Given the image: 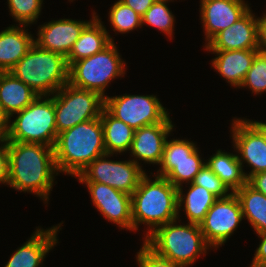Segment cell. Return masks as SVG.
Listing matches in <instances>:
<instances>
[{"instance_id": "277c9868", "label": "cell", "mask_w": 266, "mask_h": 267, "mask_svg": "<svg viewBox=\"0 0 266 267\" xmlns=\"http://www.w3.org/2000/svg\"><path fill=\"white\" fill-rule=\"evenodd\" d=\"M175 219L157 227L143 242L157 255L173 263L188 267L200 254L206 255L211 247L206 242L198 224H177Z\"/></svg>"}, {"instance_id": "e575fe53", "label": "cell", "mask_w": 266, "mask_h": 267, "mask_svg": "<svg viewBox=\"0 0 266 267\" xmlns=\"http://www.w3.org/2000/svg\"><path fill=\"white\" fill-rule=\"evenodd\" d=\"M9 178V156L8 140L6 137L0 138V183L8 184Z\"/></svg>"}, {"instance_id": "f1b7e54d", "label": "cell", "mask_w": 266, "mask_h": 267, "mask_svg": "<svg viewBox=\"0 0 266 267\" xmlns=\"http://www.w3.org/2000/svg\"><path fill=\"white\" fill-rule=\"evenodd\" d=\"M110 8L108 20L115 33H129V31L142 27L141 16L120 0L116 1Z\"/></svg>"}, {"instance_id": "ffe728a7", "label": "cell", "mask_w": 266, "mask_h": 267, "mask_svg": "<svg viewBox=\"0 0 266 267\" xmlns=\"http://www.w3.org/2000/svg\"><path fill=\"white\" fill-rule=\"evenodd\" d=\"M104 26L97 13L93 12L92 20L81 31L79 38L66 58L68 67L78 60L101 52L111 42H114Z\"/></svg>"}, {"instance_id": "52a82bcc", "label": "cell", "mask_w": 266, "mask_h": 267, "mask_svg": "<svg viewBox=\"0 0 266 267\" xmlns=\"http://www.w3.org/2000/svg\"><path fill=\"white\" fill-rule=\"evenodd\" d=\"M111 42L101 52L78 60L69 66L68 83L74 87L99 93L104 99L106 87L125 75L126 63Z\"/></svg>"}, {"instance_id": "74e56055", "label": "cell", "mask_w": 266, "mask_h": 267, "mask_svg": "<svg viewBox=\"0 0 266 267\" xmlns=\"http://www.w3.org/2000/svg\"><path fill=\"white\" fill-rule=\"evenodd\" d=\"M122 3L131 7L141 17L146 13L156 0H120Z\"/></svg>"}, {"instance_id": "603a6c76", "label": "cell", "mask_w": 266, "mask_h": 267, "mask_svg": "<svg viewBox=\"0 0 266 267\" xmlns=\"http://www.w3.org/2000/svg\"><path fill=\"white\" fill-rule=\"evenodd\" d=\"M206 165L234 193L247 183L246 173L237 157V153L217 150L216 154L205 160Z\"/></svg>"}, {"instance_id": "5b68a950", "label": "cell", "mask_w": 266, "mask_h": 267, "mask_svg": "<svg viewBox=\"0 0 266 267\" xmlns=\"http://www.w3.org/2000/svg\"><path fill=\"white\" fill-rule=\"evenodd\" d=\"M66 58L34 43L9 71L39 96H51L68 83Z\"/></svg>"}, {"instance_id": "5bb4252c", "label": "cell", "mask_w": 266, "mask_h": 267, "mask_svg": "<svg viewBox=\"0 0 266 267\" xmlns=\"http://www.w3.org/2000/svg\"><path fill=\"white\" fill-rule=\"evenodd\" d=\"M174 125L170 116L162 123H156L135 130L130 148L131 160L138 165L139 161L151 164H160L163 156L165 143L173 131ZM139 160V161H138Z\"/></svg>"}, {"instance_id": "484cf974", "label": "cell", "mask_w": 266, "mask_h": 267, "mask_svg": "<svg viewBox=\"0 0 266 267\" xmlns=\"http://www.w3.org/2000/svg\"><path fill=\"white\" fill-rule=\"evenodd\" d=\"M241 205L243 218L250 222L256 234L266 232V195L248 183L234 192Z\"/></svg>"}, {"instance_id": "d4e9b609", "label": "cell", "mask_w": 266, "mask_h": 267, "mask_svg": "<svg viewBox=\"0 0 266 267\" xmlns=\"http://www.w3.org/2000/svg\"><path fill=\"white\" fill-rule=\"evenodd\" d=\"M104 147L107 154H121L130 150L135 130L113 117L105 108L101 112Z\"/></svg>"}, {"instance_id": "7c38bea8", "label": "cell", "mask_w": 266, "mask_h": 267, "mask_svg": "<svg viewBox=\"0 0 266 267\" xmlns=\"http://www.w3.org/2000/svg\"><path fill=\"white\" fill-rule=\"evenodd\" d=\"M231 137L237 157L244 167L248 164L250 172L246 173L247 180L254 174L266 171V144L261 132L249 119H232Z\"/></svg>"}, {"instance_id": "7a4b0ae2", "label": "cell", "mask_w": 266, "mask_h": 267, "mask_svg": "<svg viewBox=\"0 0 266 267\" xmlns=\"http://www.w3.org/2000/svg\"><path fill=\"white\" fill-rule=\"evenodd\" d=\"M154 179L145 173L131 194L133 231L138 230L140 224L147 225L144 239L157 227L180 218L178 188L155 173Z\"/></svg>"}, {"instance_id": "8992f818", "label": "cell", "mask_w": 266, "mask_h": 267, "mask_svg": "<svg viewBox=\"0 0 266 267\" xmlns=\"http://www.w3.org/2000/svg\"><path fill=\"white\" fill-rule=\"evenodd\" d=\"M16 118L8 119V142L43 144L54 147L57 140L54 95L38 96L21 110Z\"/></svg>"}, {"instance_id": "3957f363", "label": "cell", "mask_w": 266, "mask_h": 267, "mask_svg": "<svg viewBox=\"0 0 266 267\" xmlns=\"http://www.w3.org/2000/svg\"><path fill=\"white\" fill-rule=\"evenodd\" d=\"M53 148L58 172L76 177L96 158L107 154L101 118L62 131Z\"/></svg>"}, {"instance_id": "ba28073f", "label": "cell", "mask_w": 266, "mask_h": 267, "mask_svg": "<svg viewBox=\"0 0 266 267\" xmlns=\"http://www.w3.org/2000/svg\"><path fill=\"white\" fill-rule=\"evenodd\" d=\"M54 95L57 134L101 116L105 99L97 92L80 89L69 83Z\"/></svg>"}, {"instance_id": "f546056e", "label": "cell", "mask_w": 266, "mask_h": 267, "mask_svg": "<svg viewBox=\"0 0 266 267\" xmlns=\"http://www.w3.org/2000/svg\"><path fill=\"white\" fill-rule=\"evenodd\" d=\"M10 16L18 25L33 24L41 14L43 0H7Z\"/></svg>"}, {"instance_id": "8fae6325", "label": "cell", "mask_w": 266, "mask_h": 267, "mask_svg": "<svg viewBox=\"0 0 266 267\" xmlns=\"http://www.w3.org/2000/svg\"><path fill=\"white\" fill-rule=\"evenodd\" d=\"M243 219L239 200L231 193L215 201L199 226L206 242L215 250L227 242Z\"/></svg>"}, {"instance_id": "f35d334b", "label": "cell", "mask_w": 266, "mask_h": 267, "mask_svg": "<svg viewBox=\"0 0 266 267\" xmlns=\"http://www.w3.org/2000/svg\"><path fill=\"white\" fill-rule=\"evenodd\" d=\"M247 183L253 187L256 191L263 193L266 195V171L259 172L252 175Z\"/></svg>"}, {"instance_id": "7402d4cb", "label": "cell", "mask_w": 266, "mask_h": 267, "mask_svg": "<svg viewBox=\"0 0 266 267\" xmlns=\"http://www.w3.org/2000/svg\"><path fill=\"white\" fill-rule=\"evenodd\" d=\"M38 96L12 73L0 72V108L8 119L29 106Z\"/></svg>"}, {"instance_id": "44dd1931", "label": "cell", "mask_w": 266, "mask_h": 267, "mask_svg": "<svg viewBox=\"0 0 266 267\" xmlns=\"http://www.w3.org/2000/svg\"><path fill=\"white\" fill-rule=\"evenodd\" d=\"M16 25L0 32V72H9L34 44L28 25Z\"/></svg>"}, {"instance_id": "30bf717a", "label": "cell", "mask_w": 266, "mask_h": 267, "mask_svg": "<svg viewBox=\"0 0 266 267\" xmlns=\"http://www.w3.org/2000/svg\"><path fill=\"white\" fill-rule=\"evenodd\" d=\"M105 154L96 158L75 178L79 182H99L131 195L138 187L141 177L146 173L142 166L132 160L113 161Z\"/></svg>"}, {"instance_id": "2e32d148", "label": "cell", "mask_w": 266, "mask_h": 267, "mask_svg": "<svg viewBox=\"0 0 266 267\" xmlns=\"http://www.w3.org/2000/svg\"><path fill=\"white\" fill-rule=\"evenodd\" d=\"M72 19L51 20L39 25L37 37L34 39L40 48L58 53L65 58L72 50L81 31L91 21Z\"/></svg>"}, {"instance_id": "9a60e30c", "label": "cell", "mask_w": 266, "mask_h": 267, "mask_svg": "<svg viewBox=\"0 0 266 267\" xmlns=\"http://www.w3.org/2000/svg\"><path fill=\"white\" fill-rule=\"evenodd\" d=\"M251 7L244 0H200V20L207 45L220 31L242 17Z\"/></svg>"}, {"instance_id": "cb8c5ba5", "label": "cell", "mask_w": 266, "mask_h": 267, "mask_svg": "<svg viewBox=\"0 0 266 267\" xmlns=\"http://www.w3.org/2000/svg\"><path fill=\"white\" fill-rule=\"evenodd\" d=\"M189 185L186 194L182 186L178 188V212L184 204L182 208L188 223L199 225L218 198L202 186L193 183Z\"/></svg>"}, {"instance_id": "6da1fadb", "label": "cell", "mask_w": 266, "mask_h": 267, "mask_svg": "<svg viewBox=\"0 0 266 267\" xmlns=\"http://www.w3.org/2000/svg\"><path fill=\"white\" fill-rule=\"evenodd\" d=\"M8 186L18 192H29L49 201L55 176L59 174L54 148L43 144L8 142Z\"/></svg>"}, {"instance_id": "83f0119b", "label": "cell", "mask_w": 266, "mask_h": 267, "mask_svg": "<svg viewBox=\"0 0 266 267\" xmlns=\"http://www.w3.org/2000/svg\"><path fill=\"white\" fill-rule=\"evenodd\" d=\"M172 0H156L146 13L141 17L142 26L144 24L157 28L167 35L170 40L173 39L175 16L168 7L167 3ZM172 38V39H171Z\"/></svg>"}, {"instance_id": "ac0fdd59", "label": "cell", "mask_w": 266, "mask_h": 267, "mask_svg": "<svg viewBox=\"0 0 266 267\" xmlns=\"http://www.w3.org/2000/svg\"><path fill=\"white\" fill-rule=\"evenodd\" d=\"M61 222L48 229L37 228L21 247L12 253L4 267H39L45 256L58 243L57 232L61 230Z\"/></svg>"}, {"instance_id": "8d00e7d4", "label": "cell", "mask_w": 266, "mask_h": 267, "mask_svg": "<svg viewBox=\"0 0 266 267\" xmlns=\"http://www.w3.org/2000/svg\"><path fill=\"white\" fill-rule=\"evenodd\" d=\"M258 50L266 54V13L257 18Z\"/></svg>"}, {"instance_id": "4fadbf2b", "label": "cell", "mask_w": 266, "mask_h": 267, "mask_svg": "<svg viewBox=\"0 0 266 267\" xmlns=\"http://www.w3.org/2000/svg\"><path fill=\"white\" fill-rule=\"evenodd\" d=\"M88 188L91 201L107 221L133 231L131 195L99 182H80Z\"/></svg>"}, {"instance_id": "4dcf8cb0", "label": "cell", "mask_w": 266, "mask_h": 267, "mask_svg": "<svg viewBox=\"0 0 266 267\" xmlns=\"http://www.w3.org/2000/svg\"><path fill=\"white\" fill-rule=\"evenodd\" d=\"M241 88H249L258 95L266 92V54L258 52L248 70Z\"/></svg>"}, {"instance_id": "836d02e7", "label": "cell", "mask_w": 266, "mask_h": 267, "mask_svg": "<svg viewBox=\"0 0 266 267\" xmlns=\"http://www.w3.org/2000/svg\"><path fill=\"white\" fill-rule=\"evenodd\" d=\"M139 267H183L179 264L157 255L144 242L136 256Z\"/></svg>"}, {"instance_id": "4316f807", "label": "cell", "mask_w": 266, "mask_h": 267, "mask_svg": "<svg viewBox=\"0 0 266 267\" xmlns=\"http://www.w3.org/2000/svg\"><path fill=\"white\" fill-rule=\"evenodd\" d=\"M197 148L187 160L181 161H161L160 169L156 175L165 177L176 188L183 186L184 182L188 185L192 183L200 169L204 166V159H201Z\"/></svg>"}, {"instance_id": "60d3db41", "label": "cell", "mask_w": 266, "mask_h": 267, "mask_svg": "<svg viewBox=\"0 0 266 267\" xmlns=\"http://www.w3.org/2000/svg\"><path fill=\"white\" fill-rule=\"evenodd\" d=\"M249 121L261 132L265 144H266V122H262V121H253L250 120Z\"/></svg>"}, {"instance_id": "d590c367", "label": "cell", "mask_w": 266, "mask_h": 267, "mask_svg": "<svg viewBox=\"0 0 266 267\" xmlns=\"http://www.w3.org/2000/svg\"><path fill=\"white\" fill-rule=\"evenodd\" d=\"M260 237V243L250 267H266V232L257 234Z\"/></svg>"}, {"instance_id": "e0dca14e", "label": "cell", "mask_w": 266, "mask_h": 267, "mask_svg": "<svg viewBox=\"0 0 266 267\" xmlns=\"http://www.w3.org/2000/svg\"><path fill=\"white\" fill-rule=\"evenodd\" d=\"M204 47L207 51L258 49L257 16L249 9Z\"/></svg>"}, {"instance_id": "9c48e42d", "label": "cell", "mask_w": 266, "mask_h": 267, "mask_svg": "<svg viewBox=\"0 0 266 267\" xmlns=\"http://www.w3.org/2000/svg\"><path fill=\"white\" fill-rule=\"evenodd\" d=\"M104 108L134 130L162 123L169 116L159 98L153 94L106 96Z\"/></svg>"}, {"instance_id": "d6986e66", "label": "cell", "mask_w": 266, "mask_h": 267, "mask_svg": "<svg viewBox=\"0 0 266 267\" xmlns=\"http://www.w3.org/2000/svg\"><path fill=\"white\" fill-rule=\"evenodd\" d=\"M216 57L211 60L212 67L226 79L227 83L240 88L248 70L250 69L258 49L209 51Z\"/></svg>"}, {"instance_id": "d6a6232c", "label": "cell", "mask_w": 266, "mask_h": 267, "mask_svg": "<svg viewBox=\"0 0 266 267\" xmlns=\"http://www.w3.org/2000/svg\"><path fill=\"white\" fill-rule=\"evenodd\" d=\"M192 141L186 139H171L166 141L161 161H181L188 157L198 148Z\"/></svg>"}, {"instance_id": "1f68e13d", "label": "cell", "mask_w": 266, "mask_h": 267, "mask_svg": "<svg viewBox=\"0 0 266 267\" xmlns=\"http://www.w3.org/2000/svg\"><path fill=\"white\" fill-rule=\"evenodd\" d=\"M192 183L206 188L217 198H225L232 193L206 163L200 169V172L196 175Z\"/></svg>"}, {"instance_id": "ab89813d", "label": "cell", "mask_w": 266, "mask_h": 267, "mask_svg": "<svg viewBox=\"0 0 266 267\" xmlns=\"http://www.w3.org/2000/svg\"><path fill=\"white\" fill-rule=\"evenodd\" d=\"M8 131V118L3 114L0 108V138L6 137Z\"/></svg>"}]
</instances>
